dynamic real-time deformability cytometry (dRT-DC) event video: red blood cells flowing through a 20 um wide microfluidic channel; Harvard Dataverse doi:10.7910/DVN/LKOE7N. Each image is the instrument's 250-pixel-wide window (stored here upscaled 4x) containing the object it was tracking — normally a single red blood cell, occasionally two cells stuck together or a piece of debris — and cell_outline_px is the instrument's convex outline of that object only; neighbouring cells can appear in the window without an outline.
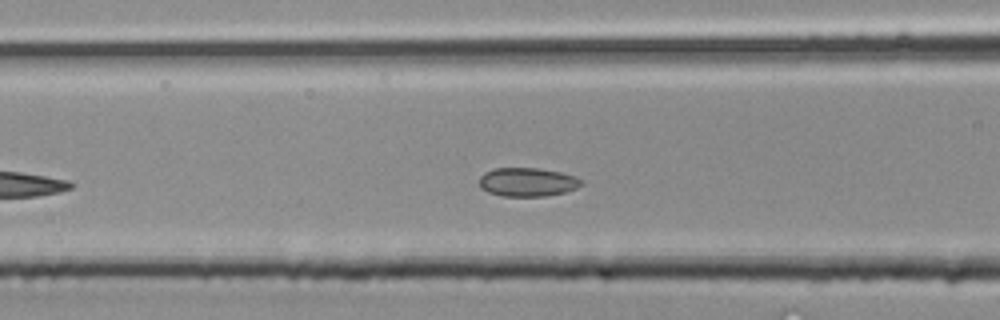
{"species": "common noctule bat (a hibernating species)", "species_latin": "Nyctalus noctula", "temperature_condition": "room temperature", "stored_images_in_passage": 20, "camera_frame_rate_fps": 3000, "um_per_image_px": 0.085, "animal": {"sex": "male", "body_mass_g": 20.4}, "frame": {"image": 1, "passage_image": 6, "time_ms": 1.667, "image_size_px": [1000, 320], "cell_outline_px": [[584, 184], [576, 188], [564, 192], [544, 196], [500, 196], [488, 192], [480, 188], [480, 176], [484, 172], [492, 168], [540, 168], [560, 172], [584, 180]], "centroid_in_image_um": [44.81, 15.47], "position_along_channel_um": 121.8, "area_um2": 17.17}}
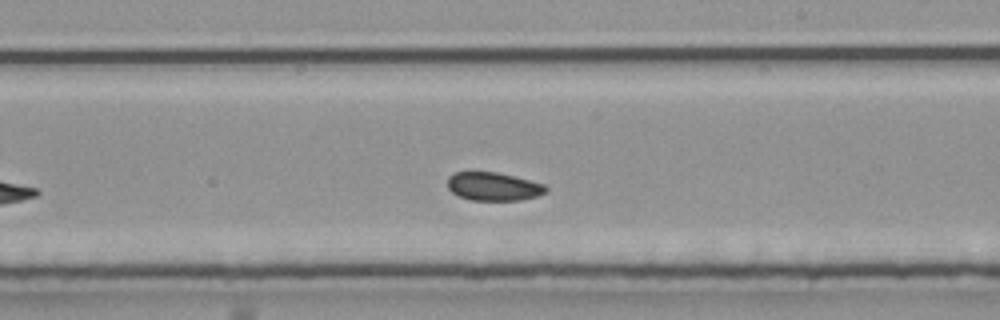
{"frame": {"image": 2, "passage_image": 12, "time_ms": 3.667, "image_size_px": [1000, 320], "cell_outline_px": [[548, 192], [536, 196], [520, 200], [472, 200], [460, 196], [452, 192], [448, 188], [448, 176], [452, 172], [496, 172], [544, 184], [548, 188]], "centroid_in_image_um": [41.93, 15.85], "position_along_channel_um": 247.1, "area_um2": 16.13}}